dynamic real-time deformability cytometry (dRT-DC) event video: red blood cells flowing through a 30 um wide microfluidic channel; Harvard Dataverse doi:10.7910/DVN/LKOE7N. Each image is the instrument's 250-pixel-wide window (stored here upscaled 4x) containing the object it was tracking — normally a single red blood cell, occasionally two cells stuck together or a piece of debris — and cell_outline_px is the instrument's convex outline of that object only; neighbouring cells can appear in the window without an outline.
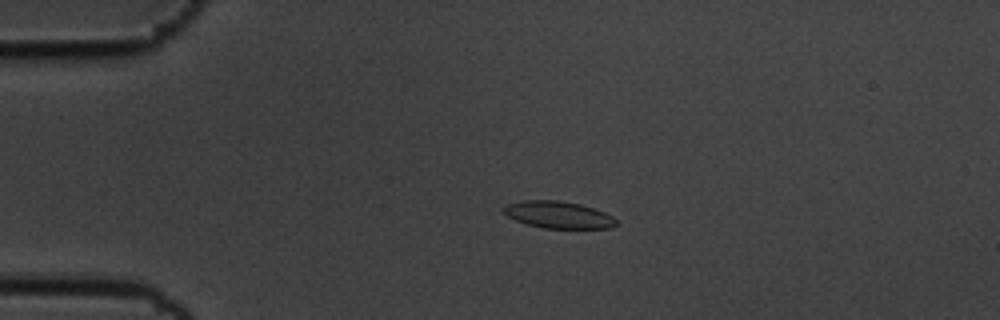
{"species": "common noctule bat (a hibernating species)", "species_latin": "Nyctalus noctula", "temperature_condition": "cold", "stored_images_in_passage": 58, "camera_frame_rate_fps": 3000, "um_per_image_px": 0.085, "animal": {"sex": "male", "body_mass_g": 19.5, "forearm_length_mm": 54.6}, "frame": {"image": 1, "passage_image": 13, "time_ms": 4.0, "image_size_px": [1000, 320], "cell_outline_px": [[620, 224], [608, 228], [544, 228], [528, 224], [516, 220], [500, 212], [508, 204], [524, 200], [556, 200], [580, 204], [604, 212], [612, 216]], "centroid_in_image_um": [47.46, 18.26], "position_along_channel_um": 37.5, "area_um2": 17.57}}
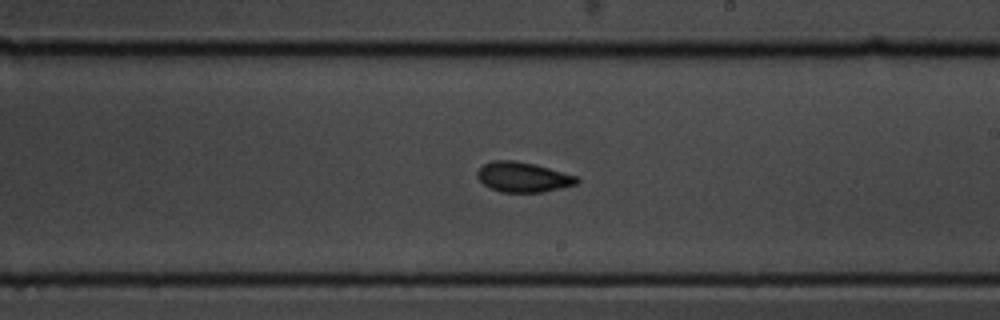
{"frame": {"image": 2, "passage_image": 34, "time_ms": 11.0, "image_size_px": [1000, 320], "cell_outline_px": [[580, 180], [576, 184], [544, 192], [500, 192], [488, 188], [476, 176], [476, 172], [484, 164], [492, 160], [512, 160], [532, 164], [548, 168], [576, 176]], "centroid_in_image_um": [44.41, 15.06], "position_along_channel_um": 244.6, "area_um2": 17.28}}
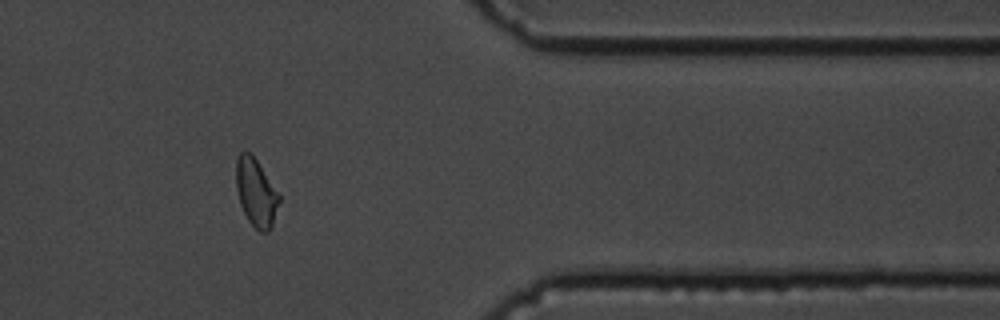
{"frame": {"image": 3, "passage_image": 48, "time_ms": 15.667, "image_size_px": [1000, 320], "cell_outline_px": [[280, 200], [272, 224], [268, 232], [260, 232], [248, 220], [240, 204], [236, 188], [236, 160], [240, 152], [252, 152], [280, 196]], "centroid_in_image_um": [21.75, 16.34], "position_along_channel_um": 389.7, "area_um2": 16.88}, "authors_computed_cell_mechanics": {"area_um2": 17.34, "velocity_mm_per_s": 3.4736, "shape_relaxation_time_tau1_ms": 5.7834, "shape_relaxation_time_tau2_ms": 2.4518, "deformation_change_tau1": 0.1524, "deformation_change_tau2": 0.0693}}